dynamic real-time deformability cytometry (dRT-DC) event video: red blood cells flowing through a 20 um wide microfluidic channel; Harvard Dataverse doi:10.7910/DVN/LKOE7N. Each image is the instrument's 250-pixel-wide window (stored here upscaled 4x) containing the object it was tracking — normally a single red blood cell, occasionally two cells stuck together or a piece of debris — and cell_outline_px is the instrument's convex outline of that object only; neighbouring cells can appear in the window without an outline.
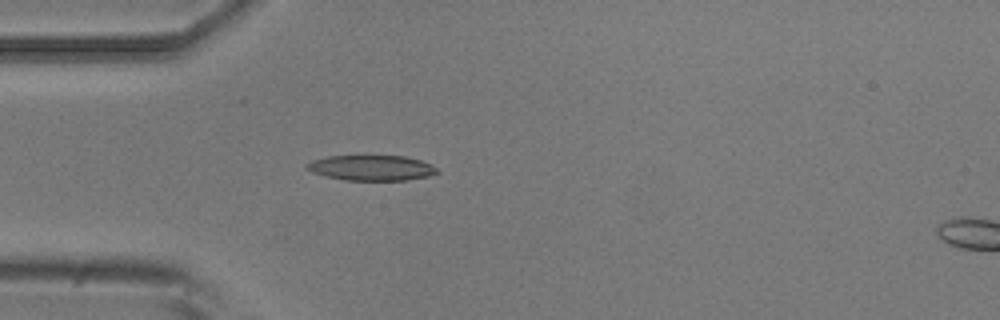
{"species": "common noctule bat (a hibernating species)", "species_latin": "Nyctalus noctula", "temperature_condition": "room temperature", "stored_images_in_passage": 5, "camera_frame_rate_fps": 3000, "um_per_image_px": 0.085, "animal": {"sex": "male", "body_mass_g": 20.5, "forearm_length_mm": 52.5}, "frame": {"image": 1, "passage_image": 3, "time_ms": 0.667, "image_size_px": [1000, 320], "cell_outline_px": [[440, 172], [428, 176], [408, 180], [344, 180], [312, 172], [304, 168], [304, 164], [312, 160], [328, 156], [404, 156], [420, 160], [436, 168]], "centroid_in_image_um": [31.54, 14.27], "position_along_channel_um": 53.5, "area_um2": 19.13}}